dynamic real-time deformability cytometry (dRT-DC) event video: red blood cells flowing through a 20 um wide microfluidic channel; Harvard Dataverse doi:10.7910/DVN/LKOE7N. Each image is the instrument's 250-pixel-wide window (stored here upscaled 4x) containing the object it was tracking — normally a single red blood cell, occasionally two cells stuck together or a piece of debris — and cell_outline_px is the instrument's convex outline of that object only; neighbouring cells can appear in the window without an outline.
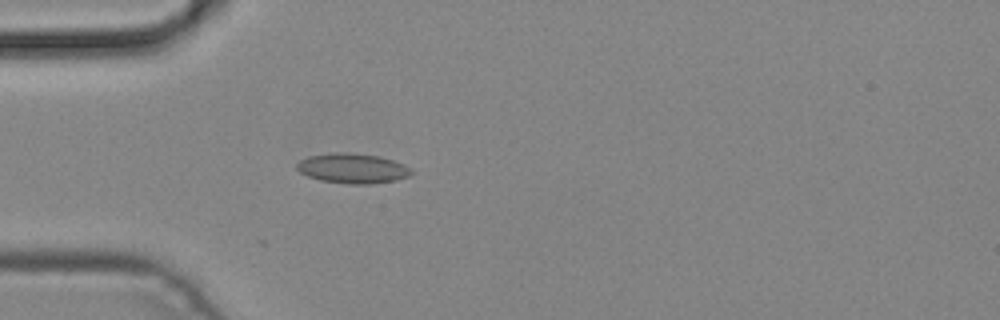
{"species": "common noctule bat (a hibernating species)", "species_latin": "Nyctalus noctula", "temperature_condition": "cold", "stored_images_in_passage": 3, "camera_frame_rate_fps": 3000, "um_per_image_px": 0.085, "animal": {"sex": "male", "body_mass_g": 19.2, "forearm_length_mm": 51.8}, "frame": {"image": 1, "passage_image": 3, "time_ms": 0.667, "image_size_px": [1000, 320], "cell_outline_px": [[412, 172], [408, 176], [396, 180], [368, 184], [348, 184], [320, 180], [308, 176], [300, 172], [296, 168], [296, 164], [300, 160], [308, 156], [336, 152], [344, 152], [380, 156], [404, 164], [412, 168]], "centroid_in_image_um": [29.96, 14.31], "position_along_channel_um": 55.0, "area_um2": 19.94}}